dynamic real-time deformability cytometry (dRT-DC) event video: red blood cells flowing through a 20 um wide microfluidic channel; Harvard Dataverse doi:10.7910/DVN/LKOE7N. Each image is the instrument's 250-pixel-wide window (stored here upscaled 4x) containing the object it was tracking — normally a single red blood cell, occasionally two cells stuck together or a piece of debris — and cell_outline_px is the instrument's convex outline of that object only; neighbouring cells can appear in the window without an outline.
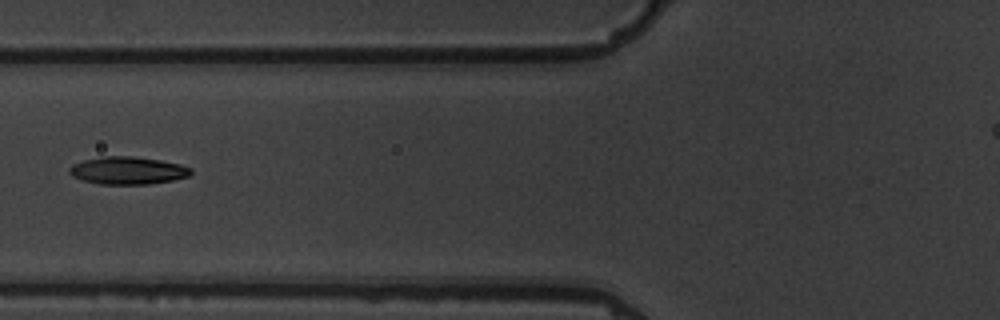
{"species": "common noctule bat (a hibernating species)", "species_latin": "Nyctalus noctula", "temperature_condition": "warm", "stored_images_in_passage": 7, "camera_frame_rate_fps": 3000, "um_per_image_px": 0.085, "animal": {"sex": "male", "body_mass_g": 19.5, "forearm_length_mm": 54.6}, "frame": {"image": 1, "passage_image": 7, "time_ms": 7.667, "image_size_px": [1000, 320], "cell_outline_px": [[192, 172], [188, 176], [172, 180], [148, 184], [100, 184], [80, 180], [72, 176], [68, 172], [68, 168], [72, 164], [84, 160], [100, 156], [132, 156], [160, 160], [180, 164], [192, 168]], "centroid_in_image_um": [10.81, 14.49], "position_along_channel_um": 115.0, "area_um2": 19.65}}